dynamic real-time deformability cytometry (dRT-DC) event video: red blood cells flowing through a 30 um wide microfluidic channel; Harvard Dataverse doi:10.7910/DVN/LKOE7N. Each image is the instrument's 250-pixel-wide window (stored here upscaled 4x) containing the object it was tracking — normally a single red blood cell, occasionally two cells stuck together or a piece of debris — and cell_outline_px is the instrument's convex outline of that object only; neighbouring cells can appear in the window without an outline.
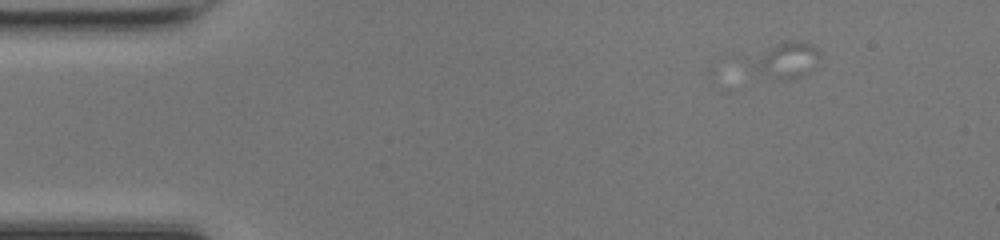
{"species": "common noctule bat (a hibernating species)", "species_latin": "Nyctalus noctula", "temperature_condition": "room temperature", "stored_images_in_passage": 8, "camera_frame_rate_fps": 3000, "um_per_image_px": 0.085, "animal": {"sex": "female", "body_mass_g": 17.0, "forearm_length_mm": 48.0}, "frame": {"image": 1, "passage_image": 1, "time_ms": 0.0, "image_size_px": [1000, 240], "cell_outline_px": [[820, 56], [812, 68], [804, 76], [792, 80], [776, 80], [748, 64], [744, 60], [776, 44], [796, 40], [800, 40], [812, 44], [820, 52]], "centroid_in_image_um": [66.81, 5.11], "position_along_channel_um": 18.2, "area_um2": 14.45}}